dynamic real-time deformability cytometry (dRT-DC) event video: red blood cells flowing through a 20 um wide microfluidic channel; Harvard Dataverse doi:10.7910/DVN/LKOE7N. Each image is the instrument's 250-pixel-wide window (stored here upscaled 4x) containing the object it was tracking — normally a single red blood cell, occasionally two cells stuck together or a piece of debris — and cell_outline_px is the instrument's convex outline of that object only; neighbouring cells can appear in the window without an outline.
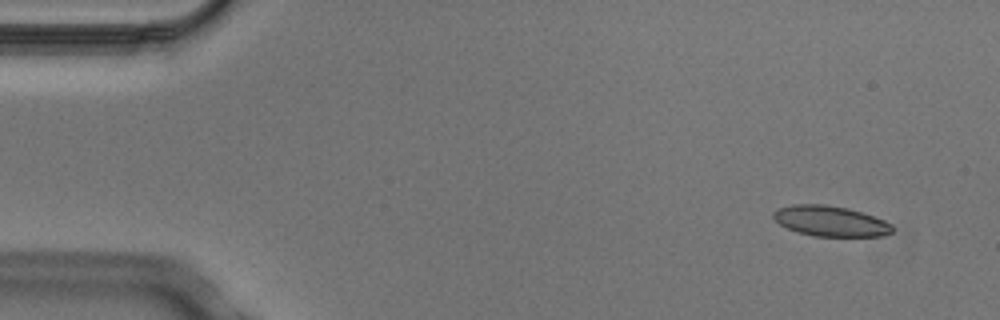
{"species": "Egyptian fruit bat (a non-hibernating species)", "species_latin": "Rousettus aegyptiacus", "temperature_condition": "cold", "stored_images_in_passage": 4, "camera_frame_rate_fps": 3000, "um_per_image_px": 0.085, "animal": {"sex": "male"}, "frame": {"image": 1, "passage_image": 1, "time_ms": 0.0, "image_size_px": [1000, 320], "cell_outline_px": [[896, 228], [892, 232], [884, 236], [816, 236], [800, 232], [788, 228], [780, 224], [772, 216], [772, 212], [780, 208], [792, 204], [824, 204], [848, 208], [884, 220], [892, 224]], "centroid_in_image_um": [70.62, 18.79], "position_along_channel_um": 14.4, "area_um2": 20.98}}